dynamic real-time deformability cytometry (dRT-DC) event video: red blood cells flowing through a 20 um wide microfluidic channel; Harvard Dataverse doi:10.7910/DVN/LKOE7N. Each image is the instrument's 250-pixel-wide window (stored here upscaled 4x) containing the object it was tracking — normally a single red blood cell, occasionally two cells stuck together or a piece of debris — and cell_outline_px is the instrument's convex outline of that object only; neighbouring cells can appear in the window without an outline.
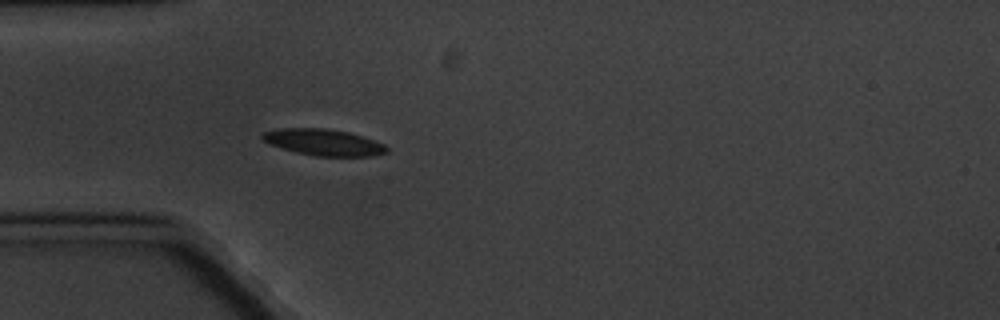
{"species": "common noctule bat (a hibernating species)", "species_latin": "Nyctalus noctula", "temperature_condition": "cold", "stored_images_in_passage": 5, "camera_frame_rate_fps": 3000, "um_per_image_px": 0.085, "animal": {"sex": "male", "body_mass_g": 20.1, "forearm_length_mm": 53.5}, "frame": {"image": 1, "passage_image": 5, "time_ms": 5.333, "image_size_px": [1000, 320], "cell_outline_px": [[388, 152], [372, 156], [316, 156], [296, 152], [268, 144], [260, 140], [260, 136], [264, 132], [280, 128], [324, 128], [348, 132], [384, 144], [388, 148]], "centroid_in_image_um": [27.45, 12.1], "position_along_channel_um": 57.5, "area_um2": 19.07}}